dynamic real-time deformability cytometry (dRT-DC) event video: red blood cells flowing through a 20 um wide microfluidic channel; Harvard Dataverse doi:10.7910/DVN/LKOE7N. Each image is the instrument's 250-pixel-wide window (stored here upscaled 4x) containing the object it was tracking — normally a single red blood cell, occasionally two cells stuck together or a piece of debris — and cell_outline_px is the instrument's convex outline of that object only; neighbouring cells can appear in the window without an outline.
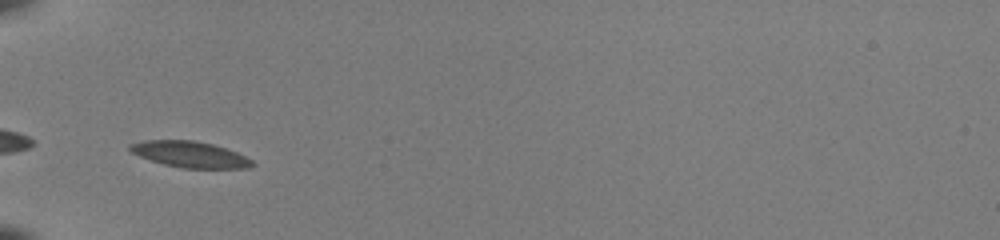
{"species": "common noctule bat (a hibernating species)", "species_latin": "Nyctalus noctula", "temperature_condition": "room temperature", "stored_images_in_passage": 29, "camera_frame_rate_fps": 3000, "um_per_image_px": 0.085, "animal": {"sex": "female", "body_mass_g": 22.0, "forearm_length_mm": 56.7}, "frame": {"image": 1, "passage_image": 1, "time_ms": 0.0, "image_size_px": [1000, 240], "cell_outline_px": [[256, 164], [248, 168], [184, 168], [164, 164], [140, 156], [132, 152], [128, 148], [128, 144], [144, 140], [196, 140], [212, 144], [236, 152], [252, 160]], "centroid_in_image_um": [16.14, 13.11], "position_along_channel_um": 68.9, "area_um2": 18.44}}
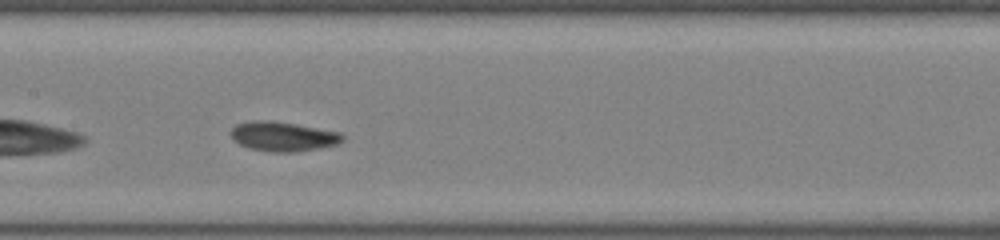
{"frame": {"image": 2, "passage_image": 10, "time_ms": 3.0, "image_size_px": [1000, 240], "cell_outline_px": [[344, 140], [336, 144], [320, 148], [296, 152], [272, 152], [248, 148], [232, 140], [228, 132], [236, 124], [252, 120], [268, 120], [296, 124], [340, 132], [344, 136]], "centroid_in_image_um": [24.01, 11.6], "position_along_channel_um": 183.4, "area_um2": 19.42}}
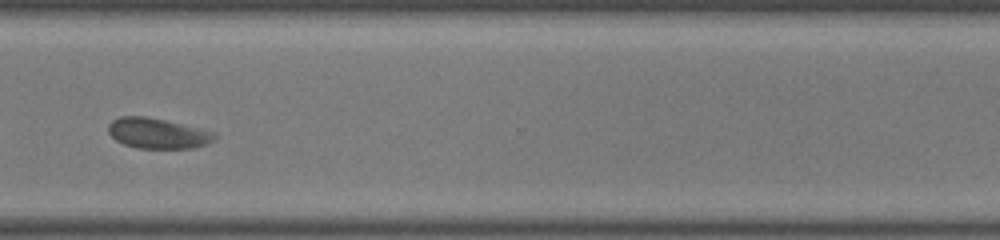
{"frame": {"image": 3, "passage_image": 23, "time_ms": 7.333, "image_size_px": [1000, 240], "cell_outline_px": [[216, 136], [208, 144], [192, 148], [136, 148], [124, 144], [116, 140], [108, 132], [108, 124], [112, 120], [120, 116], [148, 116], [216, 132]], "centroid_in_image_um": [13.38, 11.32], "position_along_channel_um": 357.2, "area_um2": 18.84}, "authors_computed_cell_mechanics": {"area_um2": 18.7272, "velocity_mm_per_s": 3.9959, "shape_relaxation_time_tau1_ms": 2.3813, "shape_relaxation_time_tau2_ms": 1.4342, "deformation_change_tau1": 0.0665, "deformation_change_tau2": 0.0537}}